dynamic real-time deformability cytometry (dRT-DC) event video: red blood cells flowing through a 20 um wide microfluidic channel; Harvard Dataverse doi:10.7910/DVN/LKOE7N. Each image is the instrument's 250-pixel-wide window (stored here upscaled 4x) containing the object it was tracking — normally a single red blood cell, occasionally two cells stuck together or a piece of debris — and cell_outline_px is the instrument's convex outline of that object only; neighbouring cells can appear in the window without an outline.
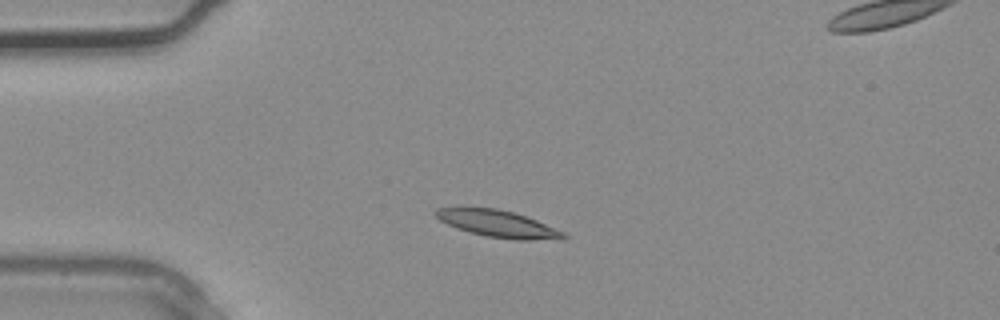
{"species": "common noctule bat (a hibernating species)", "species_latin": "Nyctalus noctula", "temperature_condition": "warm", "stored_images_in_passage": 2, "segment_of_instrument_passage": [1, 2], "camera_frame_rate_fps": 3000, "um_per_image_px": 0.085, "animal": {"sex": "male", "body_mass_g": 20.4}, "frame": {"image": 1, "passage_image": 1, "time_ms": 0.0, "image_size_px": [1000, 320], "cell_outline_px": [[568, 236], [564, 240], [516, 240], [488, 236], [456, 228], [440, 220], [432, 212], [436, 208], [496, 208], [512, 212], [536, 220], [564, 232]], "centroid_in_image_um": [42.37, 19.03], "position_along_channel_um": 42.6, "area_um2": 19.83}}